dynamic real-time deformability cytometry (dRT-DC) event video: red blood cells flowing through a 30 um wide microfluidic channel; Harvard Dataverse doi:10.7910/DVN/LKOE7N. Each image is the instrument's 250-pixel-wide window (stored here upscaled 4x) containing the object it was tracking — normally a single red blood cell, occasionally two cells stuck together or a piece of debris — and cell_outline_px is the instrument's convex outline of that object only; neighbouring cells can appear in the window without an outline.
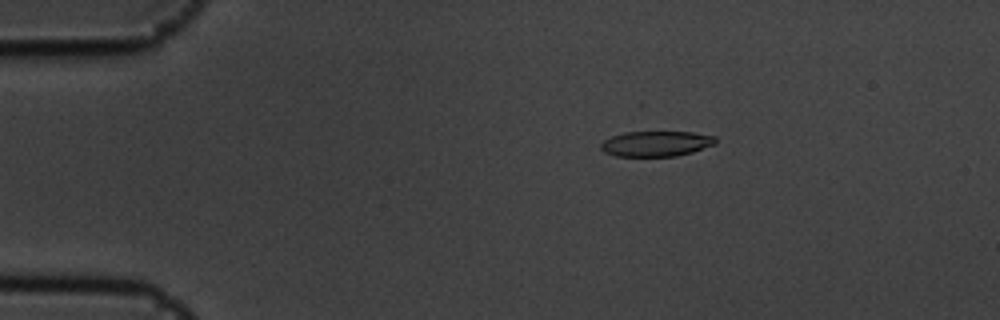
{"species": "common noctule bat (a hibernating species)", "species_latin": "Nyctalus noctula", "temperature_condition": "cold", "stored_images_in_passage": 5, "camera_frame_rate_fps": 3000, "um_per_image_px": 0.085, "animal": {"sex": "male", "body_mass_g": 19.5, "forearm_length_mm": 54.6}, "frame": {"image": 1, "passage_image": 3, "time_ms": 0.667, "image_size_px": [1000, 320], "cell_outline_px": [[716, 144], [692, 152], [676, 156], [616, 156], [604, 152], [600, 148], [600, 144], [604, 140], [612, 136], [624, 132], [692, 132], [716, 136]], "centroid_in_image_um": [55.77, 12.21], "position_along_channel_um": 29.2, "area_um2": 16.99}}
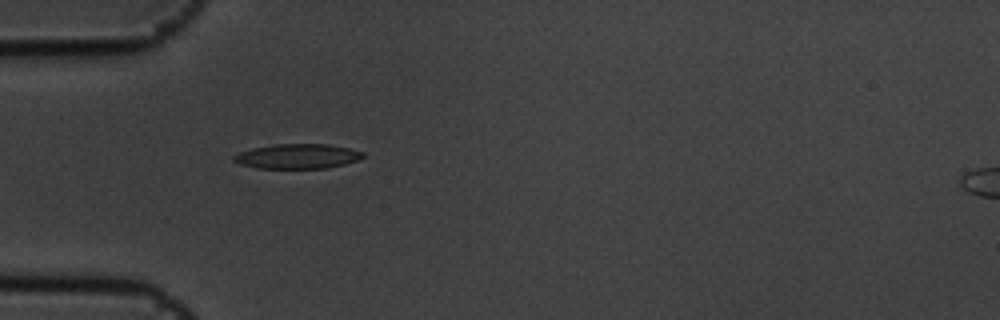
{"frame": {"image": 2, "passage_image": 5, "time_ms": 1.333, "image_size_px": [1000, 320], "cell_outline_px": [[364, 156], [360, 160], [328, 168], [256, 168], [240, 164], [232, 160], [232, 156], [240, 152], [252, 148], [272, 144], [328, 144], [348, 148], [364, 152]], "centroid_in_image_um": [25.28, 13.28], "position_along_channel_um": 59.7, "area_um2": 18.73}}